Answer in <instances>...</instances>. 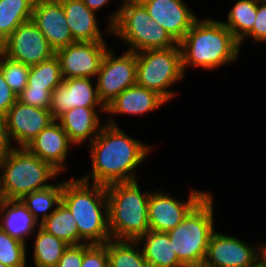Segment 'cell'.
Wrapping results in <instances>:
<instances>
[{
    "instance_id": "cell-1",
    "label": "cell",
    "mask_w": 266,
    "mask_h": 267,
    "mask_svg": "<svg viewBox=\"0 0 266 267\" xmlns=\"http://www.w3.org/2000/svg\"><path fill=\"white\" fill-rule=\"evenodd\" d=\"M104 123L97 137L87 145L92 170L79 178L105 187L136 180L135 169L145 161L153 147L129 136L119 125Z\"/></svg>"
},
{
    "instance_id": "cell-2",
    "label": "cell",
    "mask_w": 266,
    "mask_h": 267,
    "mask_svg": "<svg viewBox=\"0 0 266 267\" xmlns=\"http://www.w3.org/2000/svg\"><path fill=\"white\" fill-rule=\"evenodd\" d=\"M179 46L184 73L189 66L213 71L234 63L241 52L232 32L221 21L209 18H198Z\"/></svg>"
},
{
    "instance_id": "cell-3",
    "label": "cell",
    "mask_w": 266,
    "mask_h": 267,
    "mask_svg": "<svg viewBox=\"0 0 266 267\" xmlns=\"http://www.w3.org/2000/svg\"><path fill=\"white\" fill-rule=\"evenodd\" d=\"M61 201L76 220L79 244H105L112 239L105 186L80 178L63 180Z\"/></svg>"
},
{
    "instance_id": "cell-4",
    "label": "cell",
    "mask_w": 266,
    "mask_h": 267,
    "mask_svg": "<svg viewBox=\"0 0 266 267\" xmlns=\"http://www.w3.org/2000/svg\"><path fill=\"white\" fill-rule=\"evenodd\" d=\"M108 34L122 39L129 47L127 51L140 52L150 49H164L178 43L156 21L151 19L145 6L139 0H122L108 16Z\"/></svg>"
},
{
    "instance_id": "cell-5",
    "label": "cell",
    "mask_w": 266,
    "mask_h": 267,
    "mask_svg": "<svg viewBox=\"0 0 266 267\" xmlns=\"http://www.w3.org/2000/svg\"><path fill=\"white\" fill-rule=\"evenodd\" d=\"M137 180L106 186L111 238L137 241L149 230L150 191H141Z\"/></svg>"
},
{
    "instance_id": "cell-6",
    "label": "cell",
    "mask_w": 266,
    "mask_h": 267,
    "mask_svg": "<svg viewBox=\"0 0 266 267\" xmlns=\"http://www.w3.org/2000/svg\"><path fill=\"white\" fill-rule=\"evenodd\" d=\"M213 195L209 193L174 229L168 231L178 260L185 267H202L214 227Z\"/></svg>"
},
{
    "instance_id": "cell-7",
    "label": "cell",
    "mask_w": 266,
    "mask_h": 267,
    "mask_svg": "<svg viewBox=\"0 0 266 267\" xmlns=\"http://www.w3.org/2000/svg\"><path fill=\"white\" fill-rule=\"evenodd\" d=\"M0 164L8 199H21L26 194L49 187L52 182L48 184V181L60 175L26 147L14 146Z\"/></svg>"
},
{
    "instance_id": "cell-8",
    "label": "cell",
    "mask_w": 266,
    "mask_h": 267,
    "mask_svg": "<svg viewBox=\"0 0 266 267\" xmlns=\"http://www.w3.org/2000/svg\"><path fill=\"white\" fill-rule=\"evenodd\" d=\"M136 58V84L157 92L170 102L177 94L171 87L185 75L179 43L171 48L137 52Z\"/></svg>"
},
{
    "instance_id": "cell-9",
    "label": "cell",
    "mask_w": 266,
    "mask_h": 267,
    "mask_svg": "<svg viewBox=\"0 0 266 267\" xmlns=\"http://www.w3.org/2000/svg\"><path fill=\"white\" fill-rule=\"evenodd\" d=\"M115 56V52L108 48L95 78L98 97L105 107L125 89L136 84V53L124 51L122 55Z\"/></svg>"
},
{
    "instance_id": "cell-10",
    "label": "cell",
    "mask_w": 266,
    "mask_h": 267,
    "mask_svg": "<svg viewBox=\"0 0 266 267\" xmlns=\"http://www.w3.org/2000/svg\"><path fill=\"white\" fill-rule=\"evenodd\" d=\"M214 231L202 267H256L261 262V245Z\"/></svg>"
},
{
    "instance_id": "cell-11",
    "label": "cell",
    "mask_w": 266,
    "mask_h": 267,
    "mask_svg": "<svg viewBox=\"0 0 266 267\" xmlns=\"http://www.w3.org/2000/svg\"><path fill=\"white\" fill-rule=\"evenodd\" d=\"M208 191L191 189L188 200L175 199L169 192L153 191L148 202L150 230L168 232L180 224L187 215L209 194Z\"/></svg>"
},
{
    "instance_id": "cell-12",
    "label": "cell",
    "mask_w": 266,
    "mask_h": 267,
    "mask_svg": "<svg viewBox=\"0 0 266 267\" xmlns=\"http://www.w3.org/2000/svg\"><path fill=\"white\" fill-rule=\"evenodd\" d=\"M0 52L11 60L26 66H34L55 55L45 36L29 20L17 27L12 34L0 44Z\"/></svg>"
},
{
    "instance_id": "cell-13",
    "label": "cell",
    "mask_w": 266,
    "mask_h": 267,
    "mask_svg": "<svg viewBox=\"0 0 266 267\" xmlns=\"http://www.w3.org/2000/svg\"><path fill=\"white\" fill-rule=\"evenodd\" d=\"M106 41H76L55 52L61 67L63 79L93 78L97 76L105 52Z\"/></svg>"
},
{
    "instance_id": "cell-14",
    "label": "cell",
    "mask_w": 266,
    "mask_h": 267,
    "mask_svg": "<svg viewBox=\"0 0 266 267\" xmlns=\"http://www.w3.org/2000/svg\"><path fill=\"white\" fill-rule=\"evenodd\" d=\"M7 134L16 147H26L52 121L49 109L28 106L16 101L5 115Z\"/></svg>"
},
{
    "instance_id": "cell-15",
    "label": "cell",
    "mask_w": 266,
    "mask_h": 267,
    "mask_svg": "<svg viewBox=\"0 0 266 267\" xmlns=\"http://www.w3.org/2000/svg\"><path fill=\"white\" fill-rule=\"evenodd\" d=\"M92 78L63 79L52 92L50 113L54 120L75 107H105L100 101Z\"/></svg>"
},
{
    "instance_id": "cell-16",
    "label": "cell",
    "mask_w": 266,
    "mask_h": 267,
    "mask_svg": "<svg viewBox=\"0 0 266 267\" xmlns=\"http://www.w3.org/2000/svg\"><path fill=\"white\" fill-rule=\"evenodd\" d=\"M31 20L55 52L76 42L59 0H36Z\"/></svg>"
},
{
    "instance_id": "cell-17",
    "label": "cell",
    "mask_w": 266,
    "mask_h": 267,
    "mask_svg": "<svg viewBox=\"0 0 266 267\" xmlns=\"http://www.w3.org/2000/svg\"><path fill=\"white\" fill-rule=\"evenodd\" d=\"M151 19L161 25L179 43L198 17L182 0H139Z\"/></svg>"
},
{
    "instance_id": "cell-18",
    "label": "cell",
    "mask_w": 266,
    "mask_h": 267,
    "mask_svg": "<svg viewBox=\"0 0 266 267\" xmlns=\"http://www.w3.org/2000/svg\"><path fill=\"white\" fill-rule=\"evenodd\" d=\"M72 145L62 126L54 120L26 148L61 174L66 169L65 162Z\"/></svg>"
},
{
    "instance_id": "cell-19",
    "label": "cell",
    "mask_w": 266,
    "mask_h": 267,
    "mask_svg": "<svg viewBox=\"0 0 266 267\" xmlns=\"http://www.w3.org/2000/svg\"><path fill=\"white\" fill-rule=\"evenodd\" d=\"M166 103L168 102L157 92L135 84L121 92L106 106V114H109V118L105 122L118 126L112 116H118L117 114L142 116Z\"/></svg>"
},
{
    "instance_id": "cell-20",
    "label": "cell",
    "mask_w": 266,
    "mask_h": 267,
    "mask_svg": "<svg viewBox=\"0 0 266 267\" xmlns=\"http://www.w3.org/2000/svg\"><path fill=\"white\" fill-rule=\"evenodd\" d=\"M96 109L106 114V107H75L56 119L74 146L90 144L99 134L103 125Z\"/></svg>"
},
{
    "instance_id": "cell-21",
    "label": "cell",
    "mask_w": 266,
    "mask_h": 267,
    "mask_svg": "<svg viewBox=\"0 0 266 267\" xmlns=\"http://www.w3.org/2000/svg\"><path fill=\"white\" fill-rule=\"evenodd\" d=\"M62 3L66 22L75 41H105L100 31L96 12L90 10L83 0H59Z\"/></svg>"
},
{
    "instance_id": "cell-22",
    "label": "cell",
    "mask_w": 266,
    "mask_h": 267,
    "mask_svg": "<svg viewBox=\"0 0 266 267\" xmlns=\"http://www.w3.org/2000/svg\"><path fill=\"white\" fill-rule=\"evenodd\" d=\"M39 227L40 223L20 199H9L0 207V228L11 237L26 244Z\"/></svg>"
},
{
    "instance_id": "cell-23",
    "label": "cell",
    "mask_w": 266,
    "mask_h": 267,
    "mask_svg": "<svg viewBox=\"0 0 266 267\" xmlns=\"http://www.w3.org/2000/svg\"><path fill=\"white\" fill-rule=\"evenodd\" d=\"M137 242L150 267H185L178 260L167 232L149 230Z\"/></svg>"
},
{
    "instance_id": "cell-24",
    "label": "cell",
    "mask_w": 266,
    "mask_h": 267,
    "mask_svg": "<svg viewBox=\"0 0 266 267\" xmlns=\"http://www.w3.org/2000/svg\"><path fill=\"white\" fill-rule=\"evenodd\" d=\"M36 0H0V44L21 24L31 20Z\"/></svg>"
},
{
    "instance_id": "cell-25",
    "label": "cell",
    "mask_w": 266,
    "mask_h": 267,
    "mask_svg": "<svg viewBox=\"0 0 266 267\" xmlns=\"http://www.w3.org/2000/svg\"><path fill=\"white\" fill-rule=\"evenodd\" d=\"M47 233L65 241L69 245L79 244L76 220L67 206L61 201L56 209L40 223Z\"/></svg>"
},
{
    "instance_id": "cell-26",
    "label": "cell",
    "mask_w": 266,
    "mask_h": 267,
    "mask_svg": "<svg viewBox=\"0 0 266 267\" xmlns=\"http://www.w3.org/2000/svg\"><path fill=\"white\" fill-rule=\"evenodd\" d=\"M62 190L63 181H59L57 184L53 183L49 187L26 194L20 200L31 212L38 223H41L54 211V209H56L58 204L61 202ZM40 214L42 215L40 216Z\"/></svg>"
},
{
    "instance_id": "cell-27",
    "label": "cell",
    "mask_w": 266,
    "mask_h": 267,
    "mask_svg": "<svg viewBox=\"0 0 266 267\" xmlns=\"http://www.w3.org/2000/svg\"><path fill=\"white\" fill-rule=\"evenodd\" d=\"M35 235L33 257L35 267H55L65 249L69 246L65 241L47 233L41 227Z\"/></svg>"
},
{
    "instance_id": "cell-28",
    "label": "cell",
    "mask_w": 266,
    "mask_h": 267,
    "mask_svg": "<svg viewBox=\"0 0 266 267\" xmlns=\"http://www.w3.org/2000/svg\"><path fill=\"white\" fill-rule=\"evenodd\" d=\"M104 245L107 247L108 267H150L137 241L110 239Z\"/></svg>"
},
{
    "instance_id": "cell-29",
    "label": "cell",
    "mask_w": 266,
    "mask_h": 267,
    "mask_svg": "<svg viewBox=\"0 0 266 267\" xmlns=\"http://www.w3.org/2000/svg\"><path fill=\"white\" fill-rule=\"evenodd\" d=\"M258 0H238L229 11L227 21H221L240 42L252 29L257 14Z\"/></svg>"
},
{
    "instance_id": "cell-30",
    "label": "cell",
    "mask_w": 266,
    "mask_h": 267,
    "mask_svg": "<svg viewBox=\"0 0 266 267\" xmlns=\"http://www.w3.org/2000/svg\"><path fill=\"white\" fill-rule=\"evenodd\" d=\"M62 81L60 62L58 57L54 55L30 67L26 87L48 89L53 92L54 88Z\"/></svg>"
},
{
    "instance_id": "cell-31",
    "label": "cell",
    "mask_w": 266,
    "mask_h": 267,
    "mask_svg": "<svg viewBox=\"0 0 266 267\" xmlns=\"http://www.w3.org/2000/svg\"><path fill=\"white\" fill-rule=\"evenodd\" d=\"M27 246L0 228V263L12 267H27Z\"/></svg>"
},
{
    "instance_id": "cell-32",
    "label": "cell",
    "mask_w": 266,
    "mask_h": 267,
    "mask_svg": "<svg viewBox=\"0 0 266 267\" xmlns=\"http://www.w3.org/2000/svg\"><path fill=\"white\" fill-rule=\"evenodd\" d=\"M0 70L11 90L18 95L26 86L30 67L0 52Z\"/></svg>"
},
{
    "instance_id": "cell-33",
    "label": "cell",
    "mask_w": 266,
    "mask_h": 267,
    "mask_svg": "<svg viewBox=\"0 0 266 267\" xmlns=\"http://www.w3.org/2000/svg\"><path fill=\"white\" fill-rule=\"evenodd\" d=\"M52 92L48 89L25 87L18 95L17 100L32 107L49 109Z\"/></svg>"
},
{
    "instance_id": "cell-34",
    "label": "cell",
    "mask_w": 266,
    "mask_h": 267,
    "mask_svg": "<svg viewBox=\"0 0 266 267\" xmlns=\"http://www.w3.org/2000/svg\"><path fill=\"white\" fill-rule=\"evenodd\" d=\"M81 267H108L107 247L104 244L83 243Z\"/></svg>"
},
{
    "instance_id": "cell-35",
    "label": "cell",
    "mask_w": 266,
    "mask_h": 267,
    "mask_svg": "<svg viewBox=\"0 0 266 267\" xmlns=\"http://www.w3.org/2000/svg\"><path fill=\"white\" fill-rule=\"evenodd\" d=\"M249 38L256 43H266V0H258L253 29L239 42L240 48L243 42Z\"/></svg>"
},
{
    "instance_id": "cell-36",
    "label": "cell",
    "mask_w": 266,
    "mask_h": 267,
    "mask_svg": "<svg viewBox=\"0 0 266 267\" xmlns=\"http://www.w3.org/2000/svg\"><path fill=\"white\" fill-rule=\"evenodd\" d=\"M83 261V243L69 245L55 267H81Z\"/></svg>"
},
{
    "instance_id": "cell-37",
    "label": "cell",
    "mask_w": 266,
    "mask_h": 267,
    "mask_svg": "<svg viewBox=\"0 0 266 267\" xmlns=\"http://www.w3.org/2000/svg\"><path fill=\"white\" fill-rule=\"evenodd\" d=\"M17 101V95L6 83L0 70V114L6 115L11 106Z\"/></svg>"
},
{
    "instance_id": "cell-38",
    "label": "cell",
    "mask_w": 266,
    "mask_h": 267,
    "mask_svg": "<svg viewBox=\"0 0 266 267\" xmlns=\"http://www.w3.org/2000/svg\"><path fill=\"white\" fill-rule=\"evenodd\" d=\"M12 144L7 134L5 116L0 114V160L14 147Z\"/></svg>"
},
{
    "instance_id": "cell-39",
    "label": "cell",
    "mask_w": 266,
    "mask_h": 267,
    "mask_svg": "<svg viewBox=\"0 0 266 267\" xmlns=\"http://www.w3.org/2000/svg\"><path fill=\"white\" fill-rule=\"evenodd\" d=\"M84 4L92 11L98 12L102 7L108 4L111 0H83Z\"/></svg>"
},
{
    "instance_id": "cell-40",
    "label": "cell",
    "mask_w": 266,
    "mask_h": 267,
    "mask_svg": "<svg viewBox=\"0 0 266 267\" xmlns=\"http://www.w3.org/2000/svg\"><path fill=\"white\" fill-rule=\"evenodd\" d=\"M7 194L5 192L4 188V181H3V175L1 170V164H0V207L8 201Z\"/></svg>"
},
{
    "instance_id": "cell-41",
    "label": "cell",
    "mask_w": 266,
    "mask_h": 267,
    "mask_svg": "<svg viewBox=\"0 0 266 267\" xmlns=\"http://www.w3.org/2000/svg\"><path fill=\"white\" fill-rule=\"evenodd\" d=\"M261 245V263L266 267V242Z\"/></svg>"
},
{
    "instance_id": "cell-42",
    "label": "cell",
    "mask_w": 266,
    "mask_h": 267,
    "mask_svg": "<svg viewBox=\"0 0 266 267\" xmlns=\"http://www.w3.org/2000/svg\"><path fill=\"white\" fill-rule=\"evenodd\" d=\"M0 267H12V266H7V265L0 263Z\"/></svg>"
},
{
    "instance_id": "cell-43",
    "label": "cell",
    "mask_w": 266,
    "mask_h": 267,
    "mask_svg": "<svg viewBox=\"0 0 266 267\" xmlns=\"http://www.w3.org/2000/svg\"><path fill=\"white\" fill-rule=\"evenodd\" d=\"M256 267H265L261 262Z\"/></svg>"
}]
</instances>
